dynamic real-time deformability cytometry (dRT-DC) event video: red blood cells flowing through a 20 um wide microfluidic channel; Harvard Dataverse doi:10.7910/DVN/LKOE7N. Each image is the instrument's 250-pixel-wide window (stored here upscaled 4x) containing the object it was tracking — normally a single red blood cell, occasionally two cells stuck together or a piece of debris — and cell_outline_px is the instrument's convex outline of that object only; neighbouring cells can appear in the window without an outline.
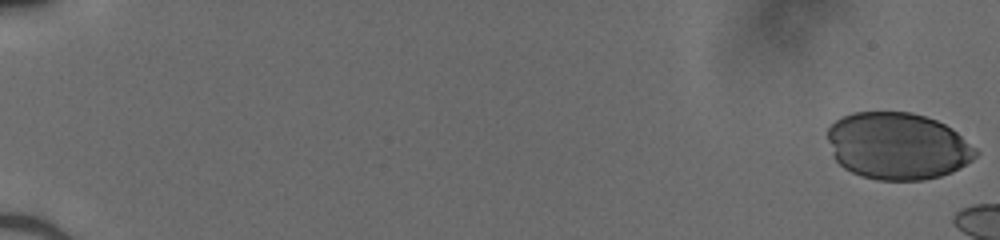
{"species": "human", "species_latin": "Homo sapiens", "temperature_condition": "cold", "stored_images_in_passage": 33, "camera_frame_rate_fps": 3000, "um_per_image_px": 0.085, "donor": {"sex": "male"}, "frame": {"image": 1, "passage_image": 1, "time_ms": 0.0, "image_size_px": [1000, 240], "cell_outline_px": [[980, 152], [972, 160], [952, 172], [940, 176], [924, 180], [876, 180], [860, 176], [844, 168], [836, 160], [832, 152], [828, 140], [828, 128], [836, 120], [852, 112], [912, 112], [936, 120], [952, 128], [976, 148]], "centroid_in_image_um": [76.31, 12.42], "position_along_channel_um": 8.7, "area_um2": 57.92}}
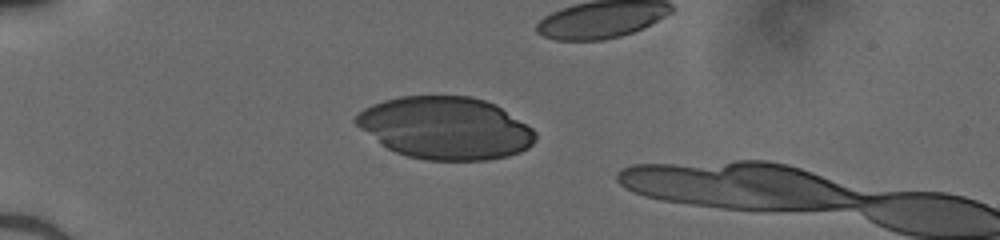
{"frame": {"image": 2, "passage_image": 11, "time_ms": 3.333, "image_size_px": [1000, 240], "cell_outline_px": [[536, 140], [528, 148], [520, 152], [508, 156], [488, 160], [428, 160], [408, 156], [396, 152], [380, 144], [360, 128], [352, 120], [364, 108], [372, 104], [384, 100], [400, 96], [472, 96], [496, 104], [532, 128], [536, 132]], "centroid_in_image_um": [37.87, 10.88], "position_along_channel_um": 47.1, "area_um2": 65.26}}